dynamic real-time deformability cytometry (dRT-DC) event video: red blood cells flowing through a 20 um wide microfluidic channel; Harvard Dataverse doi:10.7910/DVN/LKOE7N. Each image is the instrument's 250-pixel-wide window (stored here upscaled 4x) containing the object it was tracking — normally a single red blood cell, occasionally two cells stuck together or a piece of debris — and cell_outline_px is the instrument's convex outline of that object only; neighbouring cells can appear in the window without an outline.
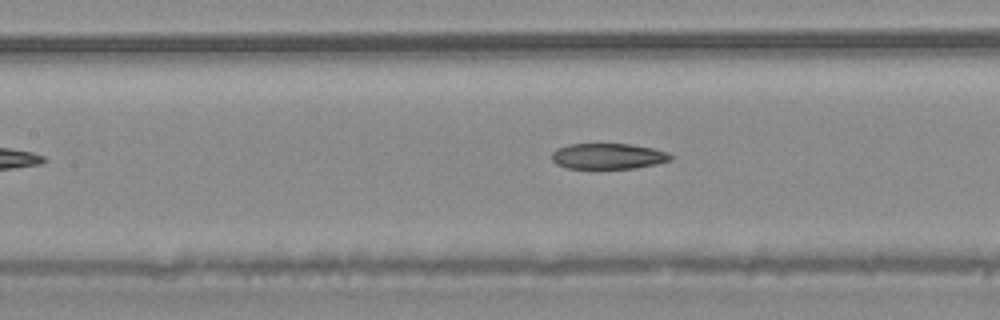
{"species": "common noctule bat (a hibernating species)", "species_latin": "Nyctalus noctula", "temperature_condition": "warm", "stored_images_in_passage": 25, "camera_frame_rate_fps": 3000, "um_per_image_px": 0.085, "animal": {"sex": "male", "body_mass_g": 20.4}, "frame": {"image": 1, "passage_image": 8, "time_ms": 2.333, "image_size_px": [1000, 320], "cell_outline_px": [[676, 156], [672, 160], [656, 164], [636, 168], [568, 168], [556, 164], [552, 160], [552, 152], [556, 148], [568, 144], [632, 144], [652, 148], [668, 152]], "centroid_in_image_um": [51.72, 13.27], "position_along_channel_um": 155.7, "area_um2": 17.98}}
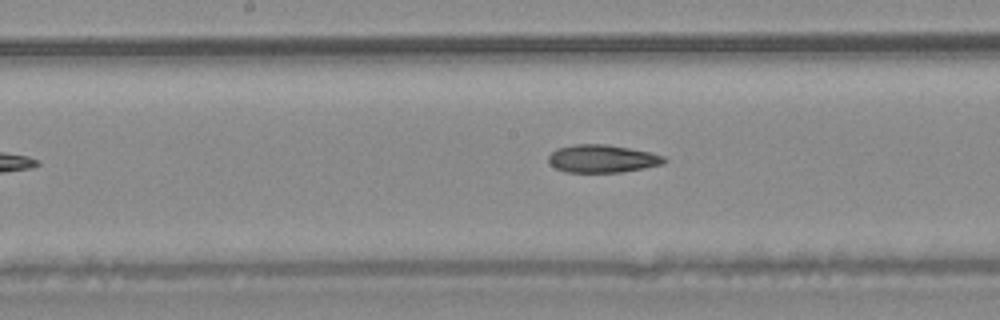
{"frame": {"image": 2, "passage_image": 11, "time_ms": 3.333, "image_size_px": [1000, 320], "cell_outline_px": [[668, 160], [664, 164], [644, 168], [620, 172], [564, 172], [556, 168], [548, 160], [548, 156], [556, 148], [576, 144], [604, 144], [628, 148], [648, 152], [664, 156]], "centroid_in_image_um": [51.19, 13.49], "position_along_channel_um": 197.0, "area_um2": 18.67}}